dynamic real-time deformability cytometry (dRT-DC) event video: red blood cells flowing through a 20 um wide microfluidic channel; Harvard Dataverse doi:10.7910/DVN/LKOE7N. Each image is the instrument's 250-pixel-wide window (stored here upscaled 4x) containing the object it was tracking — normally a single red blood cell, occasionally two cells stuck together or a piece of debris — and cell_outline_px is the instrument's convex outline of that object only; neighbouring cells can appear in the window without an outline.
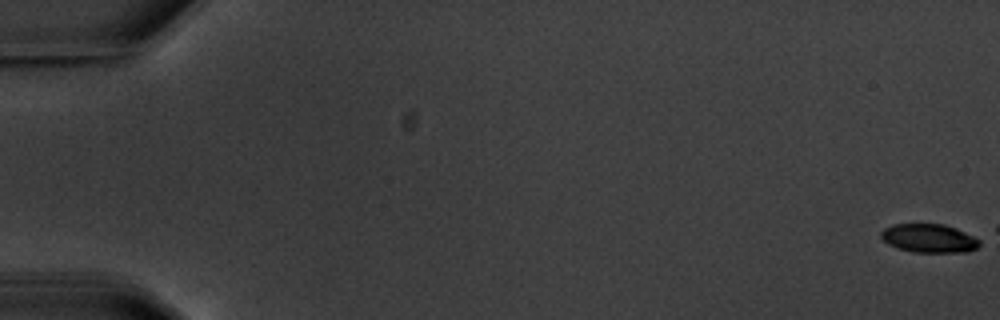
{"species": "common noctule bat (a hibernating species)", "species_latin": "Nyctalus noctula", "temperature_condition": "warm", "stored_images_in_passage": 3, "camera_frame_rate_fps": 3000, "um_per_image_px": 0.085, "animal": {"sex": "male", "body_mass_g": 20.1, "forearm_length_mm": 53.5}, "frame": {"image": 1, "passage_image": 1, "time_ms": 0.0, "image_size_px": [1000, 320], "cell_outline_px": [[980, 244], [976, 248], [968, 252], [912, 252], [896, 248], [888, 244], [880, 236], [880, 232], [884, 228], [892, 224], [944, 224], [956, 228], [980, 240]], "centroid_in_image_um": [78.94, 20.25], "position_along_channel_um": 6.1, "area_um2": 16.47}}